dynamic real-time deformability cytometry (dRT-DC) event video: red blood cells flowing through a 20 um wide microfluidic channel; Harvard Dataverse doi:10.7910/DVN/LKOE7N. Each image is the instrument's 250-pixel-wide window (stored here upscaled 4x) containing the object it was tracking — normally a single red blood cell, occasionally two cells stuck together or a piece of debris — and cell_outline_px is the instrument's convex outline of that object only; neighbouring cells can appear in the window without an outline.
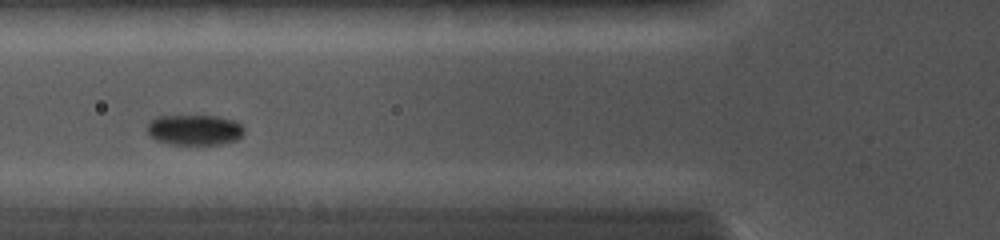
{"species": "common noctule bat (a hibernating species)", "species_latin": "Nyctalus noctula", "temperature_condition": "cold", "stored_images_in_passage": 13, "camera_frame_rate_fps": 5000, "um_per_image_px": 0.085, "animal": {"sex": "female", "body_mass_g": 19.0, "forearm_length_mm": 56.7}, "frame": {"image": 1, "passage_image": 4, "time_ms": 2.8, "image_size_px": [1000, 240], "cell_outline_px": [[244, 132], [236, 140], [220, 144], [168, 144], [156, 140], [148, 132], [148, 120], [156, 116], [216, 116], [236, 120], [244, 128]], "centroid_in_image_um": [16.53, 11.03], "position_along_channel_um": 109.3, "area_um2": 17.22}}
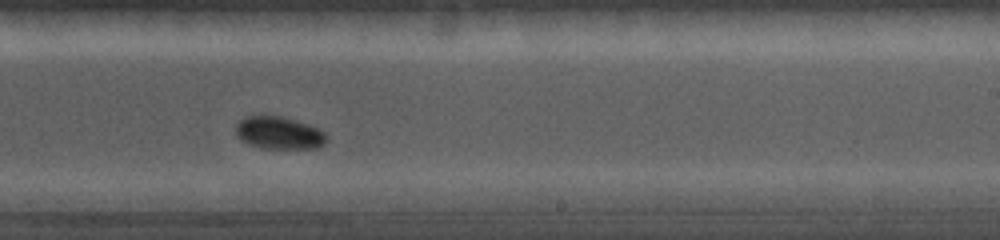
{"frame": {"image": 2, "passage_image": 8, "time_ms": 6.4, "image_size_px": [1000, 240], "cell_outline_px": [[324, 144], [320, 148], [260, 148], [248, 144], [240, 140], [236, 136], [236, 124], [244, 116], [280, 116], [308, 124], [320, 128], [324, 132]], "centroid_in_image_um": [23.68, 11.3], "position_along_channel_um": 265.3, "area_um2": 17.17}}
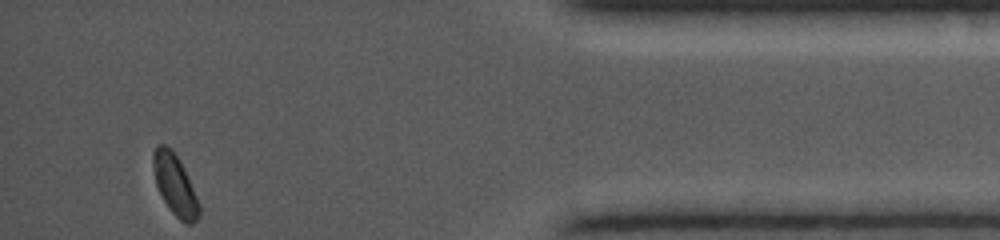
{"frame": {"image": 3, "passage_image": 13, "time_ms": 10.8, "image_size_px": [1000, 240], "cell_outline_px": [[200, 216], [192, 224], [188, 224], [180, 220], [172, 212], [164, 200], [156, 184], [152, 164], [152, 152], [156, 144], [164, 144], [176, 156], [184, 168], [200, 204]], "centroid_in_image_um": [14.87, 15.72], "position_along_channel_um": 420.3, "area_um2": 16.07}}